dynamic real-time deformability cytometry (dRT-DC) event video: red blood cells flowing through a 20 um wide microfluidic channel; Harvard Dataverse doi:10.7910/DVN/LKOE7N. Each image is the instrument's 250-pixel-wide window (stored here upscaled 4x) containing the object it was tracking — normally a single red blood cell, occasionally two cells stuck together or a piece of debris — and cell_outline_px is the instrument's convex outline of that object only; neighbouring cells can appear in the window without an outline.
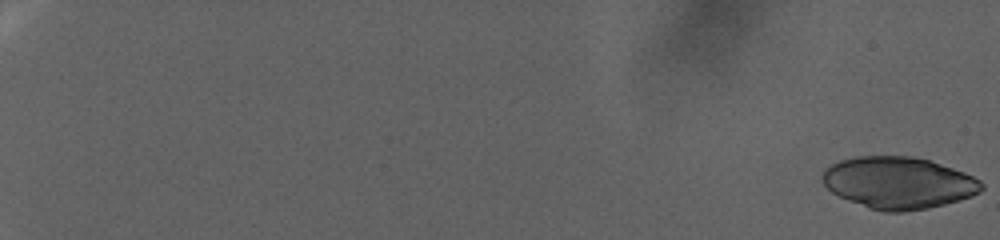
{"species": "human", "species_latin": "Homo sapiens", "temperature_condition": "warm", "stored_images_in_passage": 100, "camera_frame_rate_fps": 3000, "um_per_image_px": 0.085, "donor": {"sex": "female"}, "frame": {"image": 1, "passage_image": 1, "time_ms": 0.0, "image_size_px": [1000, 240], "cell_outline_px": [[984, 188], [980, 192], [972, 196], [960, 200], [928, 208], [904, 212], [884, 212], [868, 208], [848, 200], [832, 192], [820, 180], [820, 176], [824, 168], [840, 160], [856, 156], [912, 156], [928, 160], [964, 172], [980, 180], [984, 184]], "centroid_in_image_um": [76.35, 15.54], "position_along_channel_um": 8.7, "area_um2": 48.26}}
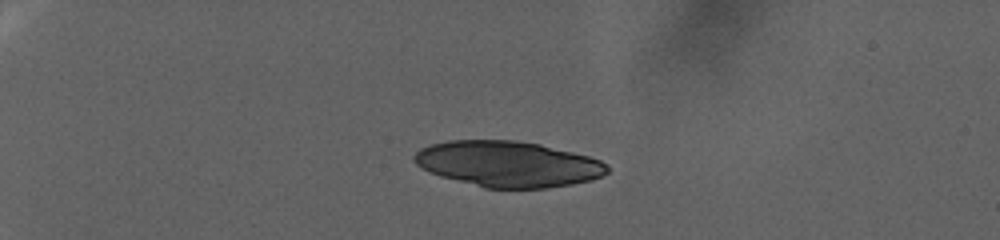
{"frame": {"image": 2, "passage_image": 30, "time_ms": 9.667, "image_size_px": [1000, 240], "cell_outline_px": [[608, 172], [592, 180], [572, 184], [548, 188], [484, 188], [440, 176], [428, 172], [416, 164], [412, 160], [412, 156], [420, 148], [428, 144], [448, 140], [516, 140], [540, 144], [588, 156], [600, 160], [608, 164]], "centroid_in_image_um": [43.14, 13.93], "position_along_channel_um": 41.9, "area_um2": 51.79}}